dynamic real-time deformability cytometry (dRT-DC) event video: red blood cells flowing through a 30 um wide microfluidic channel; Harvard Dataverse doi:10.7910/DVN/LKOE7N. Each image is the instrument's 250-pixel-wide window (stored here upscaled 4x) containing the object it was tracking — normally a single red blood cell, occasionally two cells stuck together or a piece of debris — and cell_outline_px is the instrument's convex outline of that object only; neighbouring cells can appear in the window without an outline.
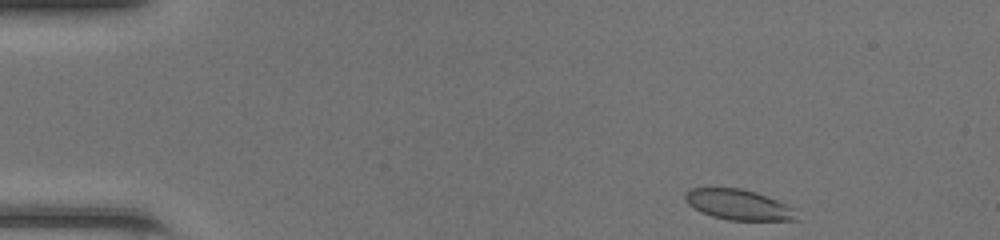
{"species": "common noctule bat (a hibernating species)", "species_latin": "Nyctalus noctula", "temperature_condition": "room temperature", "stored_images_in_passage": 43, "camera_frame_rate_fps": 3000, "um_per_image_px": 0.085, "animal": {"sex": "female", "body_mass_g": 20.0, "forearm_length_mm": 54.0}, "frame": {"image": 1, "passage_image": 1, "time_ms": 0.0, "image_size_px": [1000, 240], "cell_outline_px": [[800, 220], [728, 220], [712, 216], [700, 212], [688, 204], [684, 200], [684, 192], [692, 188], [740, 188], [756, 192], [768, 196], [796, 208]], "centroid_in_image_um": [62.8, 17.4], "position_along_channel_um": 22.2, "area_um2": 20.06}}
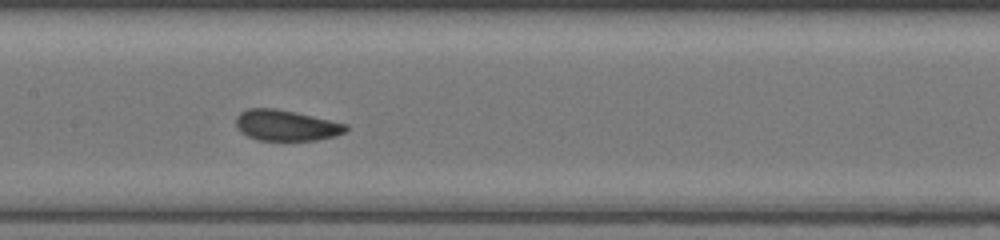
{"frame": {"image": 2, "passage_image": 19, "time_ms": 6.0, "image_size_px": [1000, 240], "cell_outline_px": [[348, 128], [344, 132], [336, 136], [316, 140], [256, 140], [240, 132], [236, 124], [236, 116], [240, 112], [248, 108], [276, 108], [348, 124]], "centroid_in_image_um": [24.3, 10.66], "position_along_channel_um": 183.1, "area_um2": 19.71}}
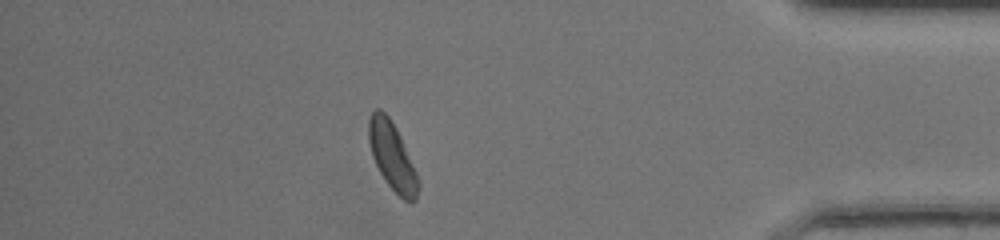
{"frame": {"image": 3, "passage_image": 37, "time_ms": 12.0, "image_size_px": [1000, 240], "cell_outline_px": [[420, 188], [416, 200], [412, 204], [404, 200], [388, 184], [380, 172], [372, 156], [368, 140], [368, 120], [372, 112], [376, 108], [380, 108], [388, 116], [396, 128], [400, 136], [416, 172], [420, 184]], "centroid_in_image_um": [33.34, 13.3], "position_along_channel_um": 401.9, "area_um2": 19.42}, "authors_computed_cell_mechanics": {"area_um2": 19.652, "velocity_mm_per_s": 4.2868, "shape_relaxation_time_tau1_ms": 4.1241, "shape_relaxation_time_tau2_ms": 4.8851, "deformation_change_tau1": 0.1039, "deformation_change_tau2": 0.0766}}